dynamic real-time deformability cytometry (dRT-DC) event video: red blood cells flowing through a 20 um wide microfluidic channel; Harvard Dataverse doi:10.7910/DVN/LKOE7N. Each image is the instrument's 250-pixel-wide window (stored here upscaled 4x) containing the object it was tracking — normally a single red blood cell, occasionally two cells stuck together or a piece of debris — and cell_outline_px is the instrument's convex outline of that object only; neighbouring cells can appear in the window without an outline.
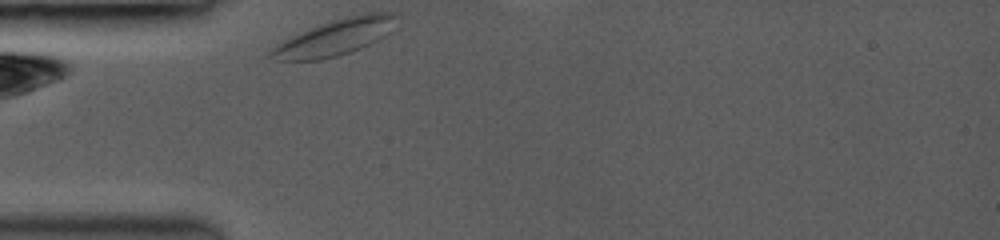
{"species": "common noctule bat (a hibernating species)", "species_latin": "Nyctalus noctula", "temperature_condition": "room temperature", "stored_images_in_passage": 1, "camera_frame_rate_fps": 3000, "um_per_image_px": 0.085, "animal": {"sex": "female", "body_mass_g": 19.0, "forearm_length_mm": 53.3}, "frame": {"image": 1, "passage_image": 1, "time_ms": 0.0, "image_size_px": [1000, 240], "cell_outline_px": [[396, 16], [388, 32], [384, 36], [360, 48], [336, 56], [320, 60], [272, 60], [268, 56], [268, 52], [272, 48], [284, 40], [308, 28], [320, 24], [348, 16], [364, 12], [392, 12]], "centroid_in_image_um": [28.41, 3.18], "position_along_channel_um": 56.6, "area_um2": 25.95}}